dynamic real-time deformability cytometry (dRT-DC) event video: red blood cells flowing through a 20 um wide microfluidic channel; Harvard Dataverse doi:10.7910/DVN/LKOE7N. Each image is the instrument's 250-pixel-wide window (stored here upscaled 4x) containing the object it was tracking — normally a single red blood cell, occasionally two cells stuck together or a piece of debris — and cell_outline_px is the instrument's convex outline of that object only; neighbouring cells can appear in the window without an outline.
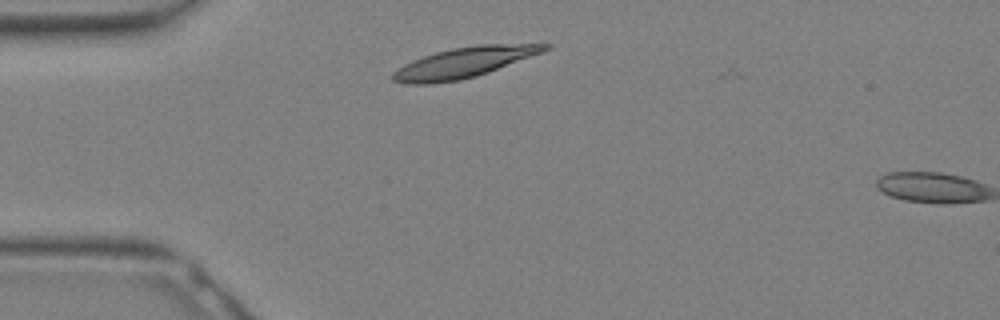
{"species": "Egyptian fruit bat (a non-hibernating species)", "species_latin": "Rousettus aegyptiacus", "temperature_condition": "warm", "stored_images_in_passage": 3, "camera_frame_rate_fps": 3000, "um_per_image_px": 0.085, "animal": {"sex": "female"}, "frame": {"image": 1, "passage_image": 2, "time_ms": 0.333, "image_size_px": [1000, 320], "cell_outline_px": [[552, 44], [548, 48], [540, 52], [488, 72], [476, 76], [460, 80], [428, 84], [404, 84], [392, 80], [392, 72], [404, 64], [412, 60], [436, 52], [452, 48], [476, 44]], "centroid_in_image_um": [39.34, 5.32], "position_along_channel_um": 45.7, "area_um2": 26.47}}